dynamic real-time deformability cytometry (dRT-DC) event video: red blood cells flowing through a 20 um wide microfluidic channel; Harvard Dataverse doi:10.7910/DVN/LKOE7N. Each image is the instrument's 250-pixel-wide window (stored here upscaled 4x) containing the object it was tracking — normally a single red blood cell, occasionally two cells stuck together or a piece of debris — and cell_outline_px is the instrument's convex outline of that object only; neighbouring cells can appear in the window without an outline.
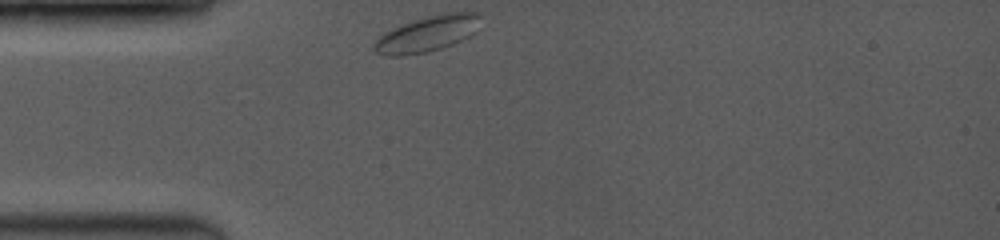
{"species": "common noctule bat (a hibernating species)", "species_latin": "Nyctalus noctula", "temperature_condition": "room temperature", "stored_images_in_passage": 44, "camera_frame_rate_fps": 3500, "um_per_image_px": 0.085, "animal": {"sex": "female", "body_mass_g": 19.0, "forearm_length_mm": 53.3}, "frame": {"image": 1, "passage_image": 1, "time_ms": 0.0, "image_size_px": [1000, 240], "cell_outline_px": [[480, 16], [476, 32], [452, 44], [428, 52], [404, 56], [384, 56], [376, 52], [372, 48], [372, 44], [384, 32], [392, 28], [440, 12], [476, 12]], "centroid_in_image_um": [36.28, 2.88], "position_along_channel_um": 48.7, "area_um2": 22.14}}
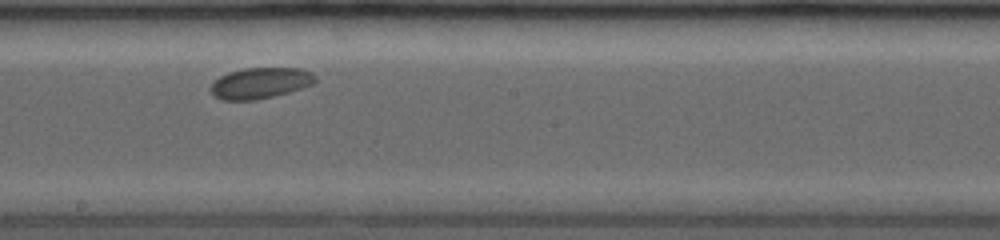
{"frame": {"image": 2, "passage_image": 28, "time_ms": 5.143, "image_size_px": [1000, 240], "cell_outline_px": [[316, 80], [312, 84], [288, 92], [256, 100], [220, 100], [208, 88], [212, 80], [228, 72], [244, 68], [300, 68], [312, 72], [316, 76]], "centroid_in_image_um": [22.08, 7.05], "position_along_channel_um": 226.1, "area_um2": 18.96}}
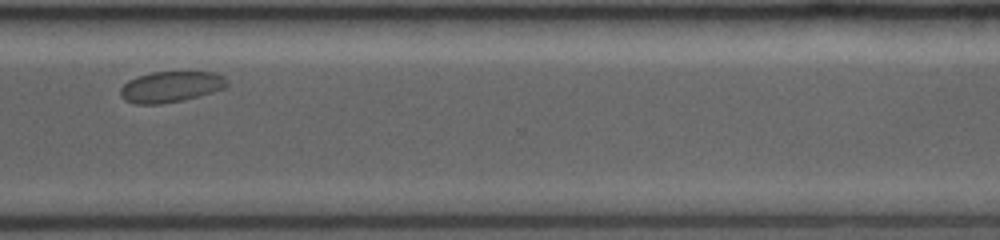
{"frame": {"image": 3, "passage_image": 43, "time_ms": 8.571, "image_size_px": [1000, 240], "cell_outline_px": [[228, 84], [224, 88], [212, 92], [184, 100], [160, 104], [136, 104], [124, 100], [120, 96], [120, 88], [128, 80], [136, 76], [152, 72], [212, 72], [224, 76], [228, 80]], "centroid_in_image_um": [14.5, 7.38], "position_along_channel_um": 356.1, "area_um2": 19.31}}